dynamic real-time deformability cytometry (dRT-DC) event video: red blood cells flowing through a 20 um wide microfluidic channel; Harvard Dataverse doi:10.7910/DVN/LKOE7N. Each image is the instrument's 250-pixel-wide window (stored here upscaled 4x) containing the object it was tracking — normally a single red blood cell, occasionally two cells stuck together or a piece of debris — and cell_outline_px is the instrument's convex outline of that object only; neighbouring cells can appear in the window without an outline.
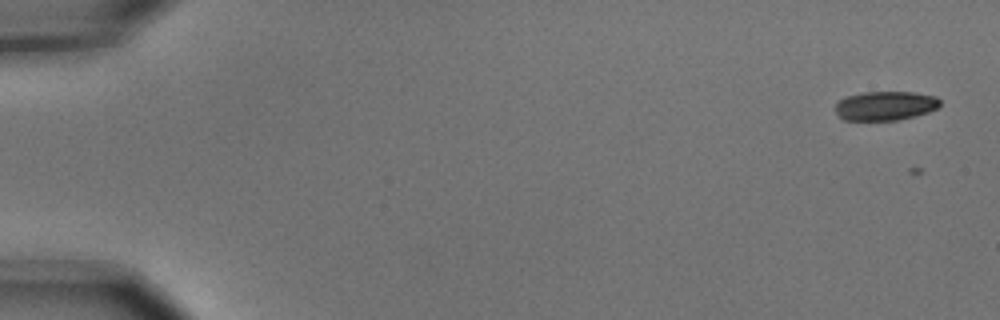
{"species": "common noctule bat (a hibernating species)", "species_latin": "Nyctalus noctula", "temperature_condition": "cold", "stored_images_in_passage": 4, "camera_frame_rate_fps": 3000, "um_per_image_px": 0.085, "animal": {"sex": "male", "body_mass_g": 15.6}, "frame": {"image": 1, "passage_image": 1, "time_ms": 0.0, "image_size_px": [1000, 320], "cell_outline_px": [[940, 104], [936, 108], [928, 112], [916, 116], [900, 120], [844, 120], [836, 112], [836, 104], [844, 96], [860, 92], [916, 92], [936, 96], [940, 100]], "centroid_in_image_um": [75.26, 8.98], "position_along_channel_um": 9.7, "area_um2": 17.92}}